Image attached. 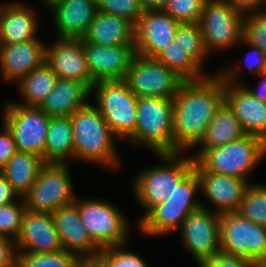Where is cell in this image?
Here are the masks:
<instances>
[{
	"instance_id": "obj_4",
	"label": "cell",
	"mask_w": 266,
	"mask_h": 267,
	"mask_svg": "<svg viewBox=\"0 0 266 267\" xmlns=\"http://www.w3.org/2000/svg\"><path fill=\"white\" fill-rule=\"evenodd\" d=\"M191 157L195 170H206L221 175H229L247 180L250 174L266 159V142L253 135L231 141L223 146L209 149H196Z\"/></svg>"
},
{
	"instance_id": "obj_44",
	"label": "cell",
	"mask_w": 266,
	"mask_h": 267,
	"mask_svg": "<svg viewBox=\"0 0 266 267\" xmlns=\"http://www.w3.org/2000/svg\"><path fill=\"white\" fill-rule=\"evenodd\" d=\"M17 261L16 241L0 235V267L13 266Z\"/></svg>"
},
{
	"instance_id": "obj_7",
	"label": "cell",
	"mask_w": 266,
	"mask_h": 267,
	"mask_svg": "<svg viewBox=\"0 0 266 267\" xmlns=\"http://www.w3.org/2000/svg\"><path fill=\"white\" fill-rule=\"evenodd\" d=\"M244 13L228 1L206 0L199 25L209 55L234 51L242 39Z\"/></svg>"
},
{
	"instance_id": "obj_16",
	"label": "cell",
	"mask_w": 266,
	"mask_h": 267,
	"mask_svg": "<svg viewBox=\"0 0 266 267\" xmlns=\"http://www.w3.org/2000/svg\"><path fill=\"white\" fill-rule=\"evenodd\" d=\"M45 63L58 78L71 79L93 87V80L88 66L81 38H58L46 45Z\"/></svg>"
},
{
	"instance_id": "obj_20",
	"label": "cell",
	"mask_w": 266,
	"mask_h": 267,
	"mask_svg": "<svg viewBox=\"0 0 266 267\" xmlns=\"http://www.w3.org/2000/svg\"><path fill=\"white\" fill-rule=\"evenodd\" d=\"M51 215L65 251L79 257L98 256L101 249L91 239L80 219L78 195L73 203L56 209Z\"/></svg>"
},
{
	"instance_id": "obj_10",
	"label": "cell",
	"mask_w": 266,
	"mask_h": 267,
	"mask_svg": "<svg viewBox=\"0 0 266 267\" xmlns=\"http://www.w3.org/2000/svg\"><path fill=\"white\" fill-rule=\"evenodd\" d=\"M2 105V122L11 131L17 151L35 154L45 161L50 116L37 106H26L14 101H6Z\"/></svg>"
},
{
	"instance_id": "obj_12",
	"label": "cell",
	"mask_w": 266,
	"mask_h": 267,
	"mask_svg": "<svg viewBox=\"0 0 266 267\" xmlns=\"http://www.w3.org/2000/svg\"><path fill=\"white\" fill-rule=\"evenodd\" d=\"M221 252L253 262L266 257V227L236 212L220 214Z\"/></svg>"
},
{
	"instance_id": "obj_43",
	"label": "cell",
	"mask_w": 266,
	"mask_h": 267,
	"mask_svg": "<svg viewBox=\"0 0 266 267\" xmlns=\"http://www.w3.org/2000/svg\"><path fill=\"white\" fill-rule=\"evenodd\" d=\"M16 152L17 148L13 135L2 122V131L0 132V170Z\"/></svg>"
},
{
	"instance_id": "obj_51",
	"label": "cell",
	"mask_w": 266,
	"mask_h": 267,
	"mask_svg": "<svg viewBox=\"0 0 266 267\" xmlns=\"http://www.w3.org/2000/svg\"><path fill=\"white\" fill-rule=\"evenodd\" d=\"M42 3L41 5L44 6V8H48L51 4H53L54 2L58 1V0H41Z\"/></svg>"
},
{
	"instance_id": "obj_36",
	"label": "cell",
	"mask_w": 266,
	"mask_h": 267,
	"mask_svg": "<svg viewBox=\"0 0 266 267\" xmlns=\"http://www.w3.org/2000/svg\"><path fill=\"white\" fill-rule=\"evenodd\" d=\"M26 207L23 198L0 206V235L16 241L21 231Z\"/></svg>"
},
{
	"instance_id": "obj_47",
	"label": "cell",
	"mask_w": 266,
	"mask_h": 267,
	"mask_svg": "<svg viewBox=\"0 0 266 267\" xmlns=\"http://www.w3.org/2000/svg\"><path fill=\"white\" fill-rule=\"evenodd\" d=\"M262 80H259L257 88H251L244 86L249 93L260 100L261 102L266 103V70L258 75Z\"/></svg>"
},
{
	"instance_id": "obj_3",
	"label": "cell",
	"mask_w": 266,
	"mask_h": 267,
	"mask_svg": "<svg viewBox=\"0 0 266 267\" xmlns=\"http://www.w3.org/2000/svg\"><path fill=\"white\" fill-rule=\"evenodd\" d=\"M161 164L147 166L132 179V195L142 209L137 223L156 205L165 202L179 183L194 169L189 154H156Z\"/></svg>"
},
{
	"instance_id": "obj_35",
	"label": "cell",
	"mask_w": 266,
	"mask_h": 267,
	"mask_svg": "<svg viewBox=\"0 0 266 267\" xmlns=\"http://www.w3.org/2000/svg\"><path fill=\"white\" fill-rule=\"evenodd\" d=\"M242 38L266 55V8L245 11Z\"/></svg>"
},
{
	"instance_id": "obj_23",
	"label": "cell",
	"mask_w": 266,
	"mask_h": 267,
	"mask_svg": "<svg viewBox=\"0 0 266 267\" xmlns=\"http://www.w3.org/2000/svg\"><path fill=\"white\" fill-rule=\"evenodd\" d=\"M28 4L12 1L0 5V35L2 44L27 43L39 38L40 21Z\"/></svg>"
},
{
	"instance_id": "obj_50",
	"label": "cell",
	"mask_w": 266,
	"mask_h": 267,
	"mask_svg": "<svg viewBox=\"0 0 266 267\" xmlns=\"http://www.w3.org/2000/svg\"><path fill=\"white\" fill-rule=\"evenodd\" d=\"M254 267H266V257L255 261Z\"/></svg>"
},
{
	"instance_id": "obj_9",
	"label": "cell",
	"mask_w": 266,
	"mask_h": 267,
	"mask_svg": "<svg viewBox=\"0 0 266 267\" xmlns=\"http://www.w3.org/2000/svg\"><path fill=\"white\" fill-rule=\"evenodd\" d=\"M69 163H46L29 192L23 197L32 212L52 213L76 200Z\"/></svg>"
},
{
	"instance_id": "obj_28",
	"label": "cell",
	"mask_w": 266,
	"mask_h": 267,
	"mask_svg": "<svg viewBox=\"0 0 266 267\" xmlns=\"http://www.w3.org/2000/svg\"><path fill=\"white\" fill-rule=\"evenodd\" d=\"M244 131L241 122L234 115L228 105L223 104L218 108L215 116L206 128L205 134L201 141L194 149H209L223 146L231 141L244 137Z\"/></svg>"
},
{
	"instance_id": "obj_38",
	"label": "cell",
	"mask_w": 266,
	"mask_h": 267,
	"mask_svg": "<svg viewBox=\"0 0 266 267\" xmlns=\"http://www.w3.org/2000/svg\"><path fill=\"white\" fill-rule=\"evenodd\" d=\"M206 0H167L163 11L179 23H199Z\"/></svg>"
},
{
	"instance_id": "obj_33",
	"label": "cell",
	"mask_w": 266,
	"mask_h": 267,
	"mask_svg": "<svg viewBox=\"0 0 266 267\" xmlns=\"http://www.w3.org/2000/svg\"><path fill=\"white\" fill-rule=\"evenodd\" d=\"M174 40L202 67H206L205 62L207 61L209 54L204 46L199 23H180L177 27Z\"/></svg>"
},
{
	"instance_id": "obj_11",
	"label": "cell",
	"mask_w": 266,
	"mask_h": 267,
	"mask_svg": "<svg viewBox=\"0 0 266 267\" xmlns=\"http://www.w3.org/2000/svg\"><path fill=\"white\" fill-rule=\"evenodd\" d=\"M240 70L236 65L233 67L230 64L217 71L225 81L224 102L239 119L246 134L257 136L266 142V103L256 99L245 89Z\"/></svg>"
},
{
	"instance_id": "obj_17",
	"label": "cell",
	"mask_w": 266,
	"mask_h": 267,
	"mask_svg": "<svg viewBox=\"0 0 266 267\" xmlns=\"http://www.w3.org/2000/svg\"><path fill=\"white\" fill-rule=\"evenodd\" d=\"M87 66L96 82L124 80L136 54L134 44L105 46L86 42L83 38Z\"/></svg>"
},
{
	"instance_id": "obj_31",
	"label": "cell",
	"mask_w": 266,
	"mask_h": 267,
	"mask_svg": "<svg viewBox=\"0 0 266 267\" xmlns=\"http://www.w3.org/2000/svg\"><path fill=\"white\" fill-rule=\"evenodd\" d=\"M156 59L174 71L184 81L207 77L205 69L173 40ZM205 74V76H204Z\"/></svg>"
},
{
	"instance_id": "obj_13",
	"label": "cell",
	"mask_w": 266,
	"mask_h": 267,
	"mask_svg": "<svg viewBox=\"0 0 266 267\" xmlns=\"http://www.w3.org/2000/svg\"><path fill=\"white\" fill-rule=\"evenodd\" d=\"M137 97L173 99L183 83L170 68L156 58L135 54L124 79Z\"/></svg>"
},
{
	"instance_id": "obj_26",
	"label": "cell",
	"mask_w": 266,
	"mask_h": 267,
	"mask_svg": "<svg viewBox=\"0 0 266 267\" xmlns=\"http://www.w3.org/2000/svg\"><path fill=\"white\" fill-rule=\"evenodd\" d=\"M134 27L124 17L98 11L82 38L86 42L105 46L134 44Z\"/></svg>"
},
{
	"instance_id": "obj_5",
	"label": "cell",
	"mask_w": 266,
	"mask_h": 267,
	"mask_svg": "<svg viewBox=\"0 0 266 267\" xmlns=\"http://www.w3.org/2000/svg\"><path fill=\"white\" fill-rule=\"evenodd\" d=\"M173 99L138 97L134 134L127 140L155 154H178L173 140Z\"/></svg>"
},
{
	"instance_id": "obj_40",
	"label": "cell",
	"mask_w": 266,
	"mask_h": 267,
	"mask_svg": "<svg viewBox=\"0 0 266 267\" xmlns=\"http://www.w3.org/2000/svg\"><path fill=\"white\" fill-rule=\"evenodd\" d=\"M197 193L200 192V180L193 169L175 188L174 192L166 200L168 203L176 204H201L200 197L197 198Z\"/></svg>"
},
{
	"instance_id": "obj_49",
	"label": "cell",
	"mask_w": 266,
	"mask_h": 267,
	"mask_svg": "<svg viewBox=\"0 0 266 267\" xmlns=\"http://www.w3.org/2000/svg\"><path fill=\"white\" fill-rule=\"evenodd\" d=\"M167 0H140L144 11L163 10Z\"/></svg>"
},
{
	"instance_id": "obj_37",
	"label": "cell",
	"mask_w": 266,
	"mask_h": 267,
	"mask_svg": "<svg viewBox=\"0 0 266 267\" xmlns=\"http://www.w3.org/2000/svg\"><path fill=\"white\" fill-rule=\"evenodd\" d=\"M126 244L101 249L98 256L107 267H149L137 253L126 249Z\"/></svg>"
},
{
	"instance_id": "obj_1",
	"label": "cell",
	"mask_w": 266,
	"mask_h": 267,
	"mask_svg": "<svg viewBox=\"0 0 266 267\" xmlns=\"http://www.w3.org/2000/svg\"><path fill=\"white\" fill-rule=\"evenodd\" d=\"M225 81L218 72L199 80L183 81L173 98V140L179 153H188L201 141L224 102Z\"/></svg>"
},
{
	"instance_id": "obj_41",
	"label": "cell",
	"mask_w": 266,
	"mask_h": 267,
	"mask_svg": "<svg viewBox=\"0 0 266 267\" xmlns=\"http://www.w3.org/2000/svg\"><path fill=\"white\" fill-rule=\"evenodd\" d=\"M198 267H254V262L245 257L219 252L202 261Z\"/></svg>"
},
{
	"instance_id": "obj_52",
	"label": "cell",
	"mask_w": 266,
	"mask_h": 267,
	"mask_svg": "<svg viewBox=\"0 0 266 267\" xmlns=\"http://www.w3.org/2000/svg\"><path fill=\"white\" fill-rule=\"evenodd\" d=\"M10 267H20L18 261L13 265V266H10Z\"/></svg>"
},
{
	"instance_id": "obj_19",
	"label": "cell",
	"mask_w": 266,
	"mask_h": 267,
	"mask_svg": "<svg viewBox=\"0 0 266 267\" xmlns=\"http://www.w3.org/2000/svg\"><path fill=\"white\" fill-rule=\"evenodd\" d=\"M16 246L18 253H51L64 250L52 215L27 209Z\"/></svg>"
},
{
	"instance_id": "obj_53",
	"label": "cell",
	"mask_w": 266,
	"mask_h": 267,
	"mask_svg": "<svg viewBox=\"0 0 266 267\" xmlns=\"http://www.w3.org/2000/svg\"><path fill=\"white\" fill-rule=\"evenodd\" d=\"M1 47H2V42H1V35H0V50H1Z\"/></svg>"
},
{
	"instance_id": "obj_27",
	"label": "cell",
	"mask_w": 266,
	"mask_h": 267,
	"mask_svg": "<svg viewBox=\"0 0 266 267\" xmlns=\"http://www.w3.org/2000/svg\"><path fill=\"white\" fill-rule=\"evenodd\" d=\"M45 164L42 157L17 151L0 171L11 184L14 192L23 198L35 183Z\"/></svg>"
},
{
	"instance_id": "obj_18",
	"label": "cell",
	"mask_w": 266,
	"mask_h": 267,
	"mask_svg": "<svg viewBox=\"0 0 266 267\" xmlns=\"http://www.w3.org/2000/svg\"><path fill=\"white\" fill-rule=\"evenodd\" d=\"M200 180V194L207 202L201 200L203 208L218 214L236 212L249 184L247 180L221 175L206 170H195ZM212 207V208H210Z\"/></svg>"
},
{
	"instance_id": "obj_34",
	"label": "cell",
	"mask_w": 266,
	"mask_h": 267,
	"mask_svg": "<svg viewBox=\"0 0 266 267\" xmlns=\"http://www.w3.org/2000/svg\"><path fill=\"white\" fill-rule=\"evenodd\" d=\"M79 258L65 250L51 253H18L20 267H76Z\"/></svg>"
},
{
	"instance_id": "obj_22",
	"label": "cell",
	"mask_w": 266,
	"mask_h": 267,
	"mask_svg": "<svg viewBox=\"0 0 266 267\" xmlns=\"http://www.w3.org/2000/svg\"><path fill=\"white\" fill-rule=\"evenodd\" d=\"M46 44L40 38L27 43L2 44L0 50L1 78L11 83L28 75L45 62Z\"/></svg>"
},
{
	"instance_id": "obj_32",
	"label": "cell",
	"mask_w": 266,
	"mask_h": 267,
	"mask_svg": "<svg viewBox=\"0 0 266 267\" xmlns=\"http://www.w3.org/2000/svg\"><path fill=\"white\" fill-rule=\"evenodd\" d=\"M236 213L266 227V184L249 183Z\"/></svg>"
},
{
	"instance_id": "obj_6",
	"label": "cell",
	"mask_w": 266,
	"mask_h": 267,
	"mask_svg": "<svg viewBox=\"0 0 266 267\" xmlns=\"http://www.w3.org/2000/svg\"><path fill=\"white\" fill-rule=\"evenodd\" d=\"M95 106L114 135L128 140L135 132L138 97L125 80L99 81L91 88Z\"/></svg>"
},
{
	"instance_id": "obj_46",
	"label": "cell",
	"mask_w": 266,
	"mask_h": 267,
	"mask_svg": "<svg viewBox=\"0 0 266 267\" xmlns=\"http://www.w3.org/2000/svg\"><path fill=\"white\" fill-rule=\"evenodd\" d=\"M230 2L232 5L237 6L243 11L264 9L266 8V0H225Z\"/></svg>"
},
{
	"instance_id": "obj_42",
	"label": "cell",
	"mask_w": 266,
	"mask_h": 267,
	"mask_svg": "<svg viewBox=\"0 0 266 267\" xmlns=\"http://www.w3.org/2000/svg\"><path fill=\"white\" fill-rule=\"evenodd\" d=\"M242 44L247 45L250 50L243 56L242 62L244 63V68L248 70V73L258 76L266 70V55L256 46L247 43L243 38L238 46Z\"/></svg>"
},
{
	"instance_id": "obj_21",
	"label": "cell",
	"mask_w": 266,
	"mask_h": 267,
	"mask_svg": "<svg viewBox=\"0 0 266 267\" xmlns=\"http://www.w3.org/2000/svg\"><path fill=\"white\" fill-rule=\"evenodd\" d=\"M47 10L58 38H82L98 12L96 0H58Z\"/></svg>"
},
{
	"instance_id": "obj_24",
	"label": "cell",
	"mask_w": 266,
	"mask_h": 267,
	"mask_svg": "<svg viewBox=\"0 0 266 267\" xmlns=\"http://www.w3.org/2000/svg\"><path fill=\"white\" fill-rule=\"evenodd\" d=\"M91 97V88L86 83L58 78L52 92L39 107L50 117H66L87 105Z\"/></svg>"
},
{
	"instance_id": "obj_29",
	"label": "cell",
	"mask_w": 266,
	"mask_h": 267,
	"mask_svg": "<svg viewBox=\"0 0 266 267\" xmlns=\"http://www.w3.org/2000/svg\"><path fill=\"white\" fill-rule=\"evenodd\" d=\"M74 160L73 126L70 116L50 117L46 145V163H71Z\"/></svg>"
},
{
	"instance_id": "obj_39",
	"label": "cell",
	"mask_w": 266,
	"mask_h": 267,
	"mask_svg": "<svg viewBox=\"0 0 266 267\" xmlns=\"http://www.w3.org/2000/svg\"><path fill=\"white\" fill-rule=\"evenodd\" d=\"M96 4L99 12L124 17L134 25L144 12L140 0H96Z\"/></svg>"
},
{
	"instance_id": "obj_8",
	"label": "cell",
	"mask_w": 266,
	"mask_h": 267,
	"mask_svg": "<svg viewBox=\"0 0 266 267\" xmlns=\"http://www.w3.org/2000/svg\"><path fill=\"white\" fill-rule=\"evenodd\" d=\"M78 209L82 224L100 249L128 244L129 221L116 204L99 198H78Z\"/></svg>"
},
{
	"instance_id": "obj_25",
	"label": "cell",
	"mask_w": 266,
	"mask_h": 267,
	"mask_svg": "<svg viewBox=\"0 0 266 267\" xmlns=\"http://www.w3.org/2000/svg\"><path fill=\"white\" fill-rule=\"evenodd\" d=\"M202 204H176L165 201L154 206L137 224L144 236L161 237L176 233L187 216Z\"/></svg>"
},
{
	"instance_id": "obj_2",
	"label": "cell",
	"mask_w": 266,
	"mask_h": 267,
	"mask_svg": "<svg viewBox=\"0 0 266 267\" xmlns=\"http://www.w3.org/2000/svg\"><path fill=\"white\" fill-rule=\"evenodd\" d=\"M70 120L73 126L74 160L118 170L121 165L118 138L94 103L89 102L77 109Z\"/></svg>"
},
{
	"instance_id": "obj_30",
	"label": "cell",
	"mask_w": 266,
	"mask_h": 267,
	"mask_svg": "<svg viewBox=\"0 0 266 267\" xmlns=\"http://www.w3.org/2000/svg\"><path fill=\"white\" fill-rule=\"evenodd\" d=\"M57 80V75L44 62L28 75L21 77L15 82L18 84L17 88L19 89V97L21 99L20 102L15 101V103L39 107L52 92Z\"/></svg>"
},
{
	"instance_id": "obj_14",
	"label": "cell",
	"mask_w": 266,
	"mask_h": 267,
	"mask_svg": "<svg viewBox=\"0 0 266 267\" xmlns=\"http://www.w3.org/2000/svg\"><path fill=\"white\" fill-rule=\"evenodd\" d=\"M219 229L220 214L203 207L191 212L182 223L178 231L197 265L221 252Z\"/></svg>"
},
{
	"instance_id": "obj_45",
	"label": "cell",
	"mask_w": 266,
	"mask_h": 267,
	"mask_svg": "<svg viewBox=\"0 0 266 267\" xmlns=\"http://www.w3.org/2000/svg\"><path fill=\"white\" fill-rule=\"evenodd\" d=\"M19 196L12 189L11 184L0 171V206L16 201Z\"/></svg>"
},
{
	"instance_id": "obj_48",
	"label": "cell",
	"mask_w": 266,
	"mask_h": 267,
	"mask_svg": "<svg viewBox=\"0 0 266 267\" xmlns=\"http://www.w3.org/2000/svg\"><path fill=\"white\" fill-rule=\"evenodd\" d=\"M76 267H107L99 256L80 257Z\"/></svg>"
},
{
	"instance_id": "obj_15",
	"label": "cell",
	"mask_w": 266,
	"mask_h": 267,
	"mask_svg": "<svg viewBox=\"0 0 266 267\" xmlns=\"http://www.w3.org/2000/svg\"><path fill=\"white\" fill-rule=\"evenodd\" d=\"M179 24L163 10L144 11L134 27L136 54L156 58L174 40Z\"/></svg>"
}]
</instances>
